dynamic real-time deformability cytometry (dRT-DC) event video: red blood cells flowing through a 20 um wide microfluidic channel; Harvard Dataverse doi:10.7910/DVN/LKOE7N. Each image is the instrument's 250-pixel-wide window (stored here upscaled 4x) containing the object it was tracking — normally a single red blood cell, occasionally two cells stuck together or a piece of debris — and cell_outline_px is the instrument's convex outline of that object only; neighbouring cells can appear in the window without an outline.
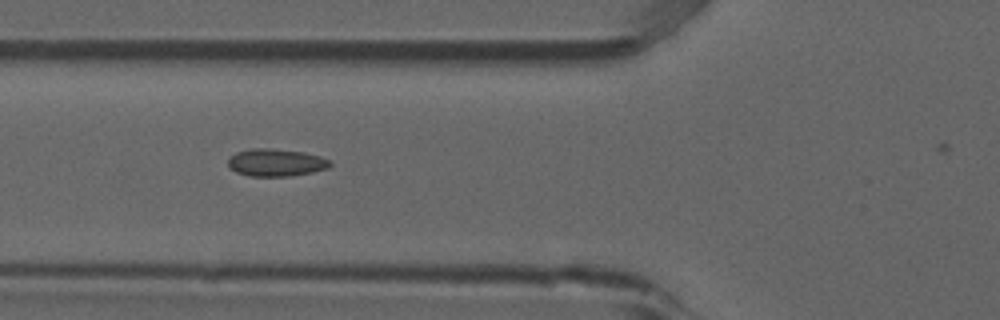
{"species": "common noctule bat (a hibernating species)", "species_latin": "Nyctalus noctula", "temperature_condition": "room temperature", "stored_images_in_passage": 10, "camera_frame_rate_fps": 3000, "um_per_image_px": 0.085, "animal": {"sex": "male", "forearm_length_mm": 52.5}, "frame": {"image": 1, "passage_image": 5, "time_ms": 1.333, "image_size_px": [1000, 320], "cell_outline_px": [[332, 164], [328, 168], [312, 172], [292, 176], [248, 176], [236, 172], [228, 168], [228, 156], [236, 152], [252, 148], [272, 148], [304, 152], [320, 156], [328, 160]], "centroid_in_image_um": [23.41, 13.81], "position_along_channel_um": 102.4, "area_um2": 16.53}}
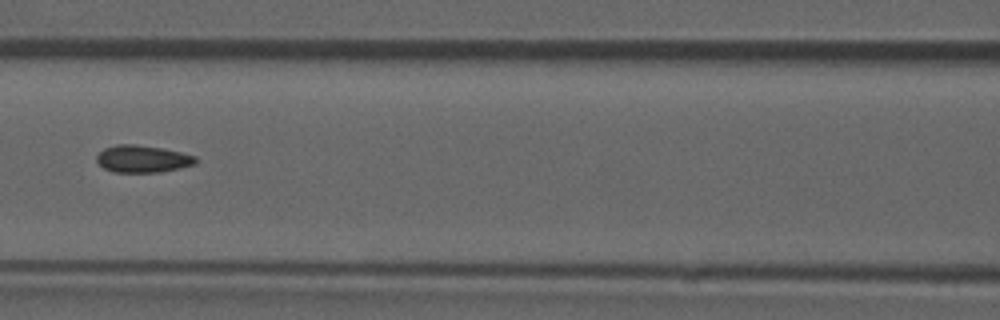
{"frame": {"image": 2, "passage_image": 6, "time_ms": 1.667, "image_size_px": [1000, 320], "cell_outline_px": [[196, 164], [180, 168], [160, 172], [112, 172], [104, 168], [96, 160], [96, 156], [104, 148], [116, 144], [136, 144], [160, 148], [180, 152], [196, 156]], "centroid_in_image_um": [12.1, 13.5], "position_along_channel_um": 154.5, "area_um2": 15.66}}